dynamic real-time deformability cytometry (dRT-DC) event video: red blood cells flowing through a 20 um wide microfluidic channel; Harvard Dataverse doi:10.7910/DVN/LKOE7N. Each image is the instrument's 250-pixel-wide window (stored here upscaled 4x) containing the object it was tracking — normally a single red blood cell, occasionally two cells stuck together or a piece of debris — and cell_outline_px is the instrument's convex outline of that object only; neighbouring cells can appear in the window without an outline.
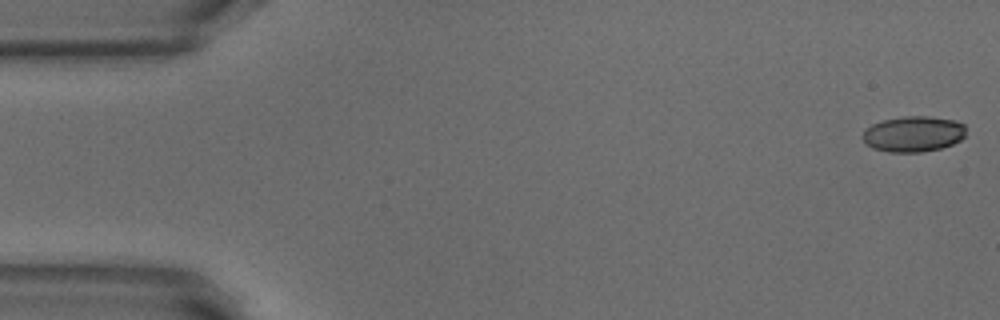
{"species": "common noctule bat (a hibernating species)", "species_latin": "Nyctalus noctula", "temperature_condition": "warm", "stored_images_in_passage": 53, "camera_frame_rate_fps": 3000, "um_per_image_px": 0.085, "animal": {"sex": "male", "body_mass_g": 18.8}, "frame": {"image": 1, "passage_image": 1, "time_ms": 0.0, "image_size_px": [1000, 320], "cell_outline_px": [[964, 136], [960, 140], [952, 144], [940, 148], [920, 152], [888, 152], [872, 148], [864, 144], [864, 128], [872, 124], [884, 120], [904, 116], [928, 116], [956, 120], [964, 124]], "centroid_in_image_um": [77.62, 11.38], "position_along_channel_um": 7.4, "area_um2": 21.5}}
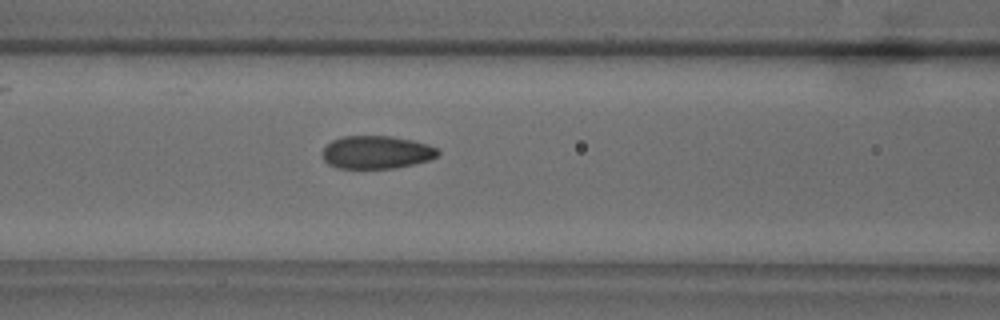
{"frame": {"image": 2, "passage_image": 21, "time_ms": 6.667, "image_size_px": [1000, 320], "cell_outline_px": [[440, 152], [436, 156], [428, 160], [396, 168], [336, 168], [328, 164], [324, 160], [320, 152], [332, 140], [344, 136], [392, 136], [412, 140], [428, 144], [436, 148]], "centroid_in_image_um": [31.97, 12.94], "position_along_channel_um": 134.6, "area_um2": 22.2}}
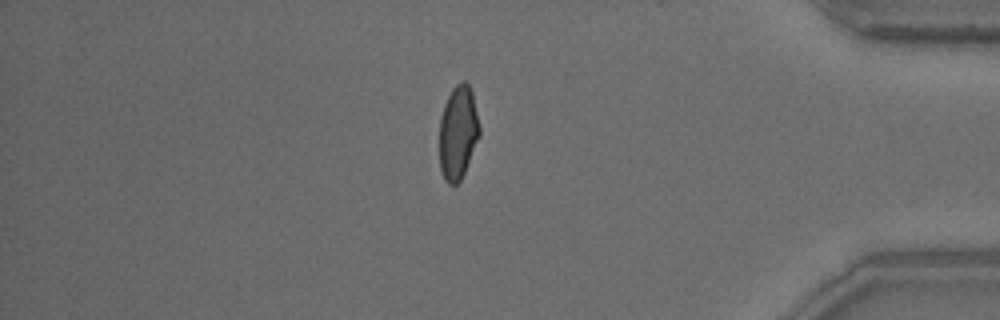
{"frame": {"image": 3, "passage_image": 44, "time_ms": 14.333, "image_size_px": [1000, 320], "cell_outline_px": [[480, 136], [464, 172], [460, 180], [456, 184], [448, 184], [444, 180], [440, 168], [440, 116], [444, 104], [452, 88], [460, 80], [464, 80], [468, 84], [472, 92], [480, 128]], "centroid_in_image_um": [38.93, 11.24], "position_along_channel_um": 396.3, "area_um2": 21.91}}